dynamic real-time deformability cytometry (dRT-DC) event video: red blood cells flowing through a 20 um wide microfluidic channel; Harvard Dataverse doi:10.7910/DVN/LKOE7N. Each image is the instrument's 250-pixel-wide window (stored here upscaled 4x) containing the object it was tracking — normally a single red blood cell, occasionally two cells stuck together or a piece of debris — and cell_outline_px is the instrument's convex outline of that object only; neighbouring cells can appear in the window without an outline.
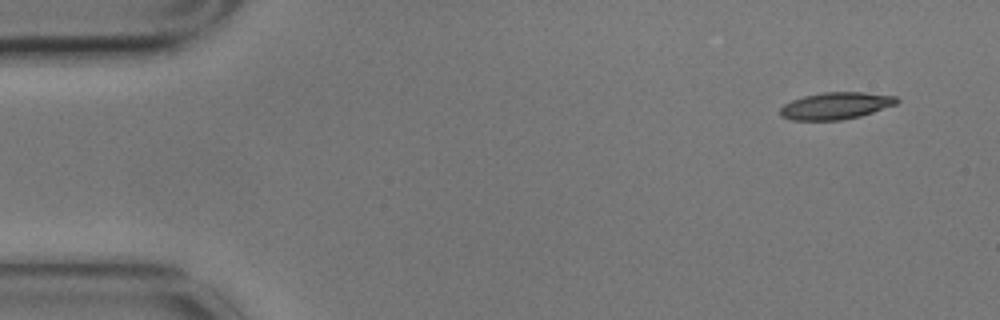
{"species": "common noctule bat (a hibernating species)", "species_latin": "Nyctalus noctula", "temperature_condition": "cold", "stored_images_in_passage": 5, "camera_frame_rate_fps": 3000, "um_per_image_px": 0.085, "animal": {"sex": "male", "body_mass_g": 17.9}, "frame": {"image": 1, "passage_image": 1, "time_ms": 0.0, "image_size_px": [1000, 320], "cell_outline_px": [[900, 100], [896, 104], [860, 116], [840, 120], [792, 120], [780, 116], [780, 108], [784, 104], [792, 100], [804, 96], [824, 92], [864, 92], [896, 96]], "centroid_in_image_um": [71.03, 8.99], "position_along_channel_um": 14.0, "area_um2": 18.26}}